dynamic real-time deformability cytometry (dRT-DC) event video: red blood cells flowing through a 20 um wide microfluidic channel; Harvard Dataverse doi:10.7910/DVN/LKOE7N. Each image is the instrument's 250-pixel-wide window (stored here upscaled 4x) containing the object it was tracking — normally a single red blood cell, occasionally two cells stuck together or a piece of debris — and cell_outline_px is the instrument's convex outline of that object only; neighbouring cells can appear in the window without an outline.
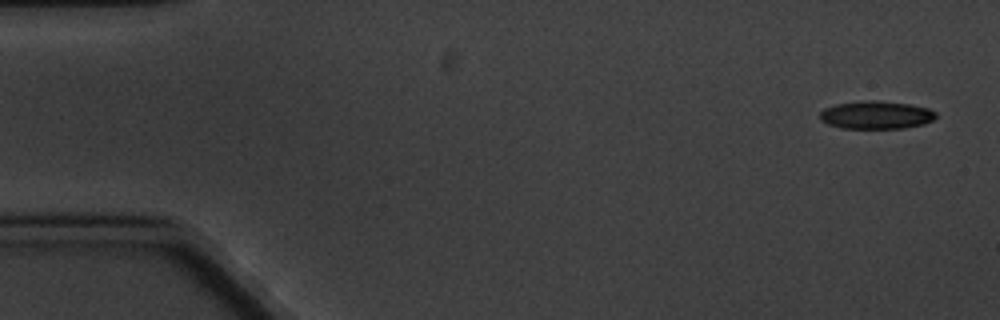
{"species": "common noctule bat (a hibernating species)", "species_latin": "Nyctalus noctula", "temperature_condition": "cold", "stored_images_in_passage": 4, "camera_frame_rate_fps": 3000, "um_per_image_px": 0.085, "animal": {"sex": "male", "body_mass_g": 20.1, "forearm_length_mm": 53.5}, "frame": {"image": 1, "passage_image": 1, "time_ms": 0.0, "image_size_px": [1000, 320], "cell_outline_px": [[936, 116], [932, 120], [924, 124], [904, 128], [840, 128], [828, 124], [820, 120], [820, 112], [824, 108], [836, 104], [864, 100], [876, 100], [908, 104], [928, 108], [936, 112]], "centroid_in_image_um": [74.45, 9.77], "position_along_channel_um": 10.5, "area_um2": 18.9}}
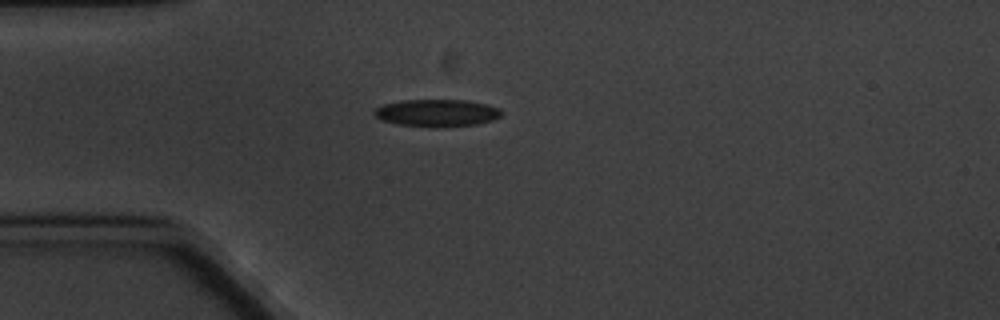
{"frame": {"image": 2, "passage_image": 4, "time_ms": 4.333, "image_size_px": [1000, 320], "cell_outline_px": [[500, 116], [492, 120], [476, 124], [444, 128], [428, 128], [396, 124], [380, 120], [372, 112], [376, 108], [384, 104], [400, 100], [464, 100], [488, 104], [500, 108]], "centroid_in_image_um": [37.1, 9.62], "position_along_channel_um": 47.9, "area_um2": 20.58}}